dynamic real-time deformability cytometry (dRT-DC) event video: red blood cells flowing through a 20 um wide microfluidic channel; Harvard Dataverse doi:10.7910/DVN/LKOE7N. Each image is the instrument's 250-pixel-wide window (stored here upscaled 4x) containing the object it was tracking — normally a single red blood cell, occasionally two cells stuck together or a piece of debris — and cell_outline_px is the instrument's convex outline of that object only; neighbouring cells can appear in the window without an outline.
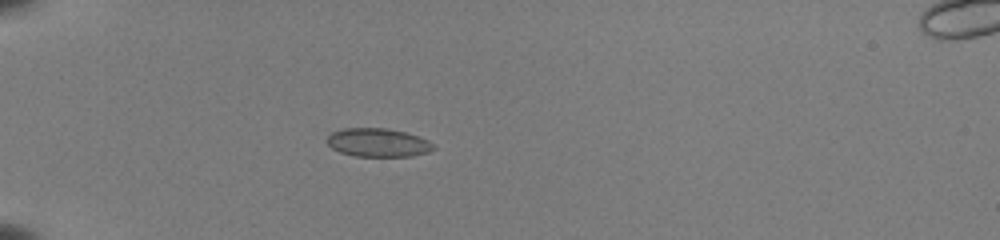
{"species": "common noctule bat (a hibernating species)", "species_latin": "Nyctalus noctula", "temperature_condition": "room temperature", "stored_images_in_passage": 38, "camera_frame_rate_fps": 3000, "um_per_image_px": 0.085, "animal": {"sex": "female", "body_mass_g": 22.0, "forearm_length_mm": 56.7}, "frame": {"image": 1, "passage_image": 2, "time_ms": 0.333, "image_size_px": [1000, 240], "cell_outline_px": [[436, 148], [428, 152], [412, 156], [356, 156], [340, 152], [332, 148], [328, 144], [328, 136], [332, 132], [344, 128], [388, 128], [404, 132], [428, 140], [436, 144]], "centroid_in_image_um": [32.16, 12.12], "position_along_channel_um": 52.8, "area_um2": 17.63}}
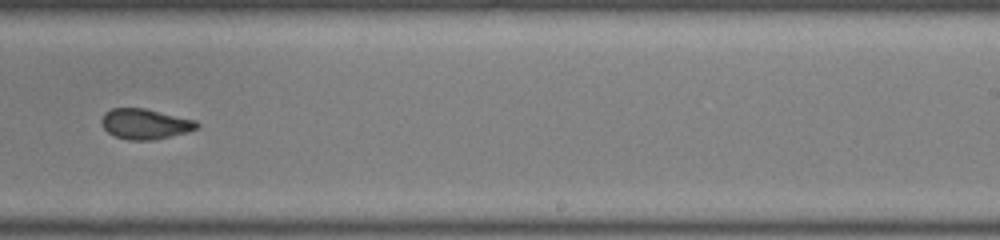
{"frame": {"image": 2, "passage_image": 21, "time_ms": 6.667, "image_size_px": [1000, 240], "cell_outline_px": [[200, 128], [188, 132], [152, 140], [128, 140], [116, 136], [108, 132], [104, 128], [100, 120], [104, 112], [112, 108], [144, 108], [196, 120], [200, 124]], "centroid_in_image_um": [12.35, 10.53], "position_along_channel_um": 276.7, "area_um2": 16.94}}
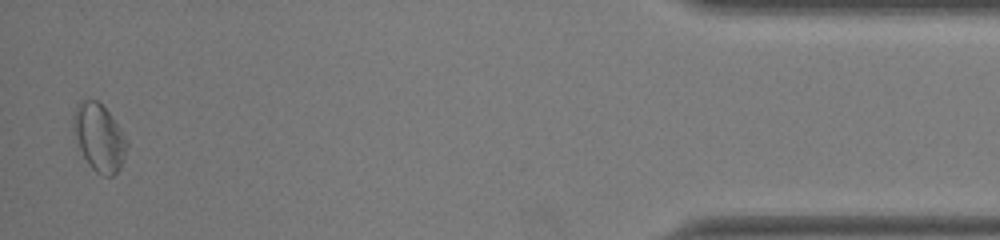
{"frame": {"image": 3, "passage_image": 37, "time_ms": 12.0, "image_size_px": [1000, 240], "cell_outline_px": [[128, 148], [120, 168], [112, 176], [104, 176], [96, 172], [88, 164], [80, 148], [72, 128], [72, 112], [76, 104], [84, 100], [96, 100], [112, 116], [120, 128], [128, 144]], "centroid_in_image_um": [8.41, 11.68], "position_along_channel_um": 426.8, "area_um2": 20.92}, "authors_computed_cell_mechanics": {"area_um2": 17.4845, "velocity_mm_per_s": 3.9571, "shape_relaxation_time_tau1_ms": null, "shape_relaxation_time_tau2_ms": 2.1063, "deformation_change_tau1": null, "deformation_change_tau2": 0.0522}}